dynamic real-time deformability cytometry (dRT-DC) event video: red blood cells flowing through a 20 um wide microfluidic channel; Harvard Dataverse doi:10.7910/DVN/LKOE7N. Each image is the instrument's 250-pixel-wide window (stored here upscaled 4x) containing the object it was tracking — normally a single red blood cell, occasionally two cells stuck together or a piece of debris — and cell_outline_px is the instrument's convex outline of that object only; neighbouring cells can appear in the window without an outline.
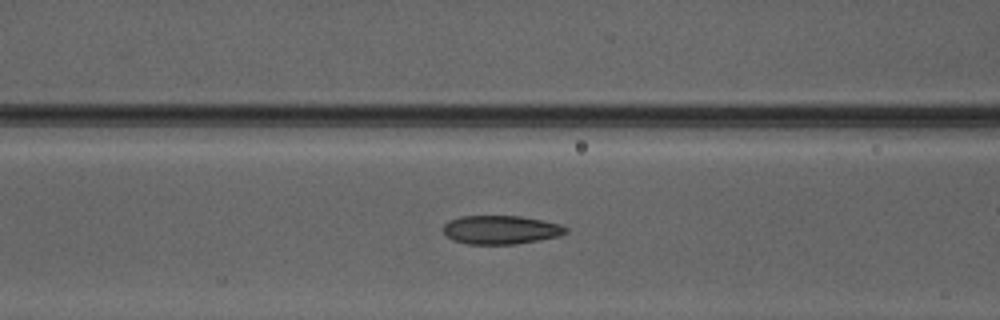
{"species": "Egyptian fruit bat (a non-hibernating species)", "species_latin": "Rousettus aegyptiacus", "temperature_condition": "warm", "stored_images_in_passage": 39, "camera_frame_rate_fps": 3000, "um_per_image_px": 0.085, "animal": {"sex": "male"}, "frame": {"image": 1, "passage_image": 14, "time_ms": 4.333, "image_size_px": [1000, 320], "cell_outline_px": [[568, 232], [560, 236], [540, 240], [516, 244], [464, 244], [452, 240], [444, 236], [444, 224], [448, 220], [460, 216], [524, 216], [544, 220], [560, 224], [568, 228]], "centroid_in_image_um": [42.57, 19.53], "position_along_channel_um": 124.0, "area_um2": 20.87}}
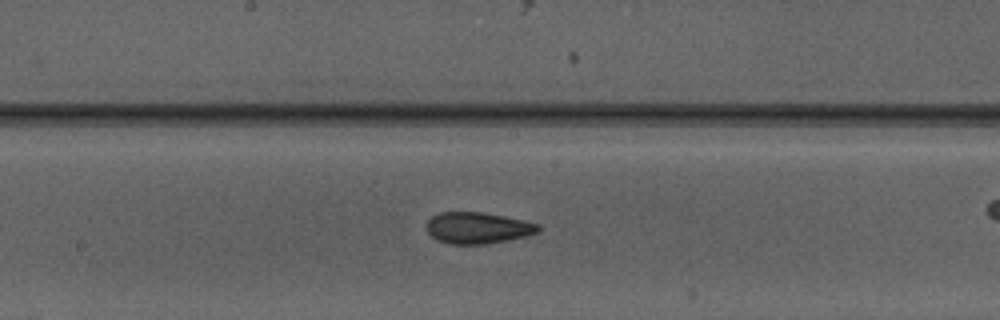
{"frame": {"image": 2, "passage_image": 20, "time_ms": 6.333, "image_size_px": [1000, 320], "cell_outline_px": [[540, 232], [528, 236], [484, 244], [448, 244], [436, 240], [428, 232], [428, 220], [432, 216], [440, 212], [484, 212], [504, 216], [540, 224]], "centroid_in_image_um": [40.63, 19.37], "position_along_channel_um": 207.6, "area_um2": 20.46}}
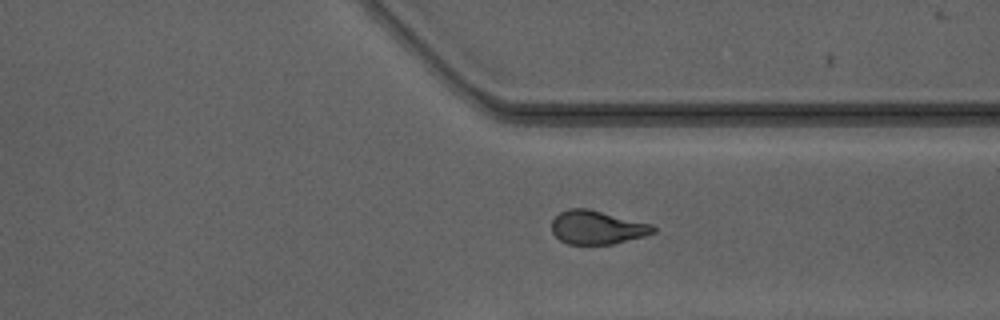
{"frame": {"image": 3, "passage_image": 31, "time_ms": 10.0, "image_size_px": [1000, 320], "cell_outline_px": [[656, 232], [644, 236], [612, 244], [568, 244], [560, 240], [552, 232], [552, 220], [560, 212], [568, 208], [588, 208], [652, 224], [656, 228]], "centroid_in_image_um": [50.75, 19.32], "position_along_channel_um": 360.6, "area_um2": 19.88}}